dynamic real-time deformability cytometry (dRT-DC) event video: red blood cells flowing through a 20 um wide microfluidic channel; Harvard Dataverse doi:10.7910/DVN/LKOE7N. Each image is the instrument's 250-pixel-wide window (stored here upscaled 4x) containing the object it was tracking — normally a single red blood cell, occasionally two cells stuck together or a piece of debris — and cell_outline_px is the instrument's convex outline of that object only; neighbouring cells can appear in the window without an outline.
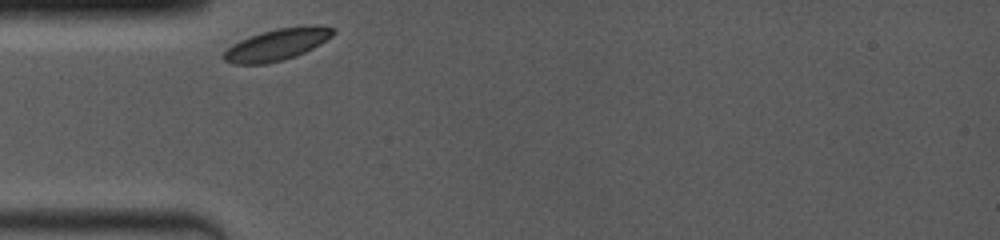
{"species": "common noctule bat (a hibernating species)", "species_latin": "Nyctalus noctula", "temperature_condition": "room temperature", "stored_images_in_passage": 48, "camera_frame_rate_fps": 4000, "um_per_image_px": 0.085, "animal": {"sex": "female", "body_mass_g": 19.0, "forearm_length_mm": 53.3}, "frame": {"image": 1, "passage_image": 1, "time_ms": 0.0, "image_size_px": [1000, 240], "cell_outline_px": [[336, 32], [332, 36], [320, 44], [304, 52], [284, 60], [264, 64], [232, 64], [224, 60], [220, 56], [232, 44], [240, 40], [276, 28], [312, 24], [320, 24], [332, 28]], "centroid_in_image_um": [23.55, 3.78], "position_along_channel_um": 61.4, "area_um2": 20.23}}
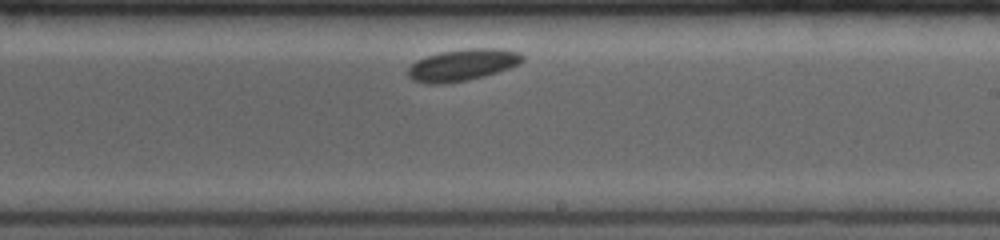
{"frame": {"image": 2, "passage_image": 27, "time_ms": 5.25, "image_size_px": [1000, 240], "cell_outline_px": [[524, 60], [520, 64], [484, 76], [468, 80], [440, 84], [424, 84], [412, 80], [408, 76], [408, 68], [416, 60], [440, 52], [468, 48], [500, 48], [520, 52], [524, 56]], "centroid_in_image_um": [39.32, 5.52], "position_along_channel_um": 249.7, "area_um2": 21.27}}
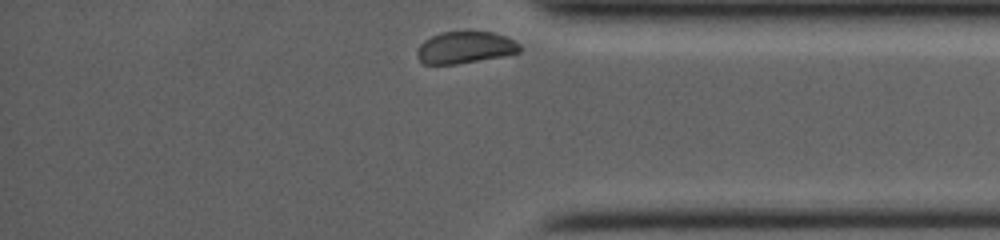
{"frame": {"image": 3, "passage_image": 48, "time_ms": 9.25, "image_size_px": [1000, 240], "cell_outline_px": [[520, 52], [500, 56], [456, 64], [424, 64], [420, 60], [416, 52], [420, 44], [424, 40], [440, 32], [492, 32], [504, 36], [520, 44]], "centroid_in_image_um": [39.5, 4.03], "position_along_channel_um": 395.7, "area_um2": 18.73}, "authors_computed_cell_mechanics": {"area_um2": 20.4034, "velocity_mm_per_s": 3.6306, "shape_relaxation_time_tau1_ms": null, "shape_relaxation_time_tau2_ms": 4.6386, "deformation_change_tau1": null, "deformation_change_tau2": 0.0431}}